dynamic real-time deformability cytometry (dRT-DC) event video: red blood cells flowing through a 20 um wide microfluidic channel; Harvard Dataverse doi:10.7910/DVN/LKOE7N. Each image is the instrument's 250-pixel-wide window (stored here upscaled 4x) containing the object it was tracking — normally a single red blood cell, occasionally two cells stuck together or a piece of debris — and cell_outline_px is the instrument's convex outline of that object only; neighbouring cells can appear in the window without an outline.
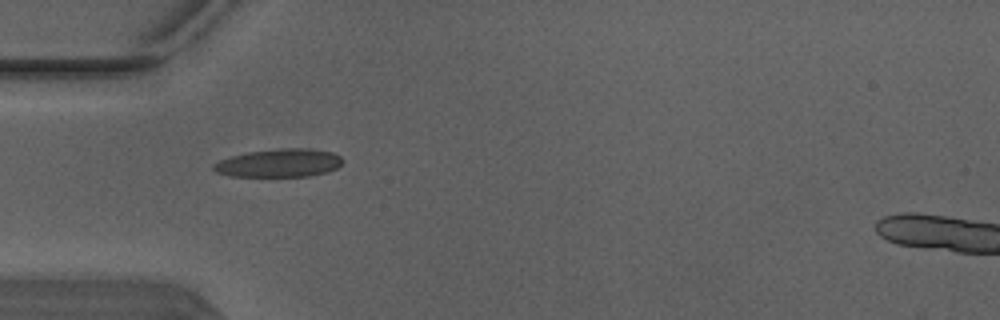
{"species": "Egyptian fruit bat (a non-hibernating species)", "species_latin": "Rousettus aegyptiacus", "temperature_condition": "warm", "stored_images_in_passage": 3, "camera_frame_rate_fps": 3000, "um_per_image_px": 0.085, "animal": {"sex": "male"}, "frame": {"image": 1, "passage_image": 1, "time_ms": 0.0, "image_size_px": [1000, 320], "cell_outline_px": [[344, 160], [336, 168], [328, 172], [308, 176], [232, 176], [216, 172], [212, 168], [212, 164], [220, 160], [232, 156], [248, 152], [284, 148], [312, 148], [332, 152], [340, 156]], "centroid_in_image_um": [23.75, 13.85], "position_along_channel_um": 61.3, "area_um2": 21.15}}
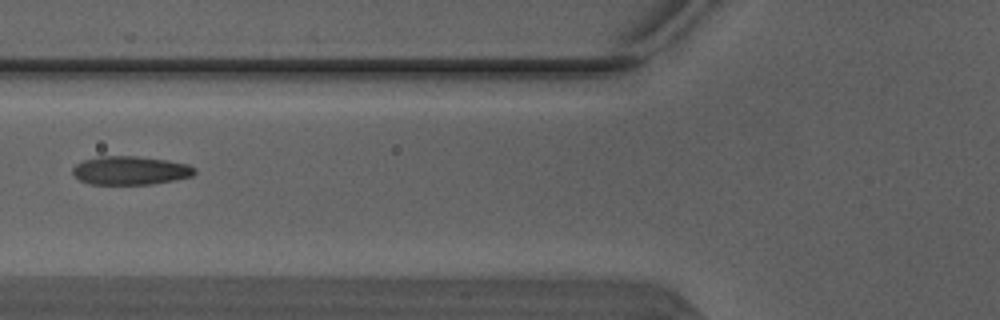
{"frame": {"image": 2, "passage_image": 2, "time_ms": 0.333, "image_size_px": [1000, 320], "cell_outline_px": [[196, 172], [192, 176], [152, 184], [88, 184], [80, 180], [72, 172], [72, 168], [76, 164], [84, 160], [100, 156], [136, 156], [164, 160], [188, 164], [196, 168]], "centroid_in_image_um": [11.07, 14.49], "position_along_channel_um": 114.7, "area_um2": 20.17}}
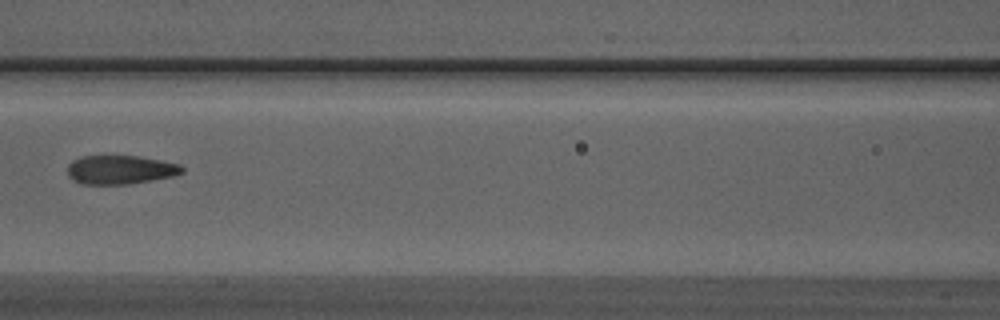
{"frame": {"image": 3, "passage_image": 3, "time_ms": 0.667, "image_size_px": [1000, 320], "cell_outline_px": [[184, 172], [172, 176], [128, 184], [84, 184], [72, 180], [68, 176], [68, 164], [72, 160], [80, 156], [140, 156], [180, 164], [184, 168]], "centroid_in_image_um": [10.2, 14.42], "position_along_channel_um": 156.4, "area_um2": 19.25}}